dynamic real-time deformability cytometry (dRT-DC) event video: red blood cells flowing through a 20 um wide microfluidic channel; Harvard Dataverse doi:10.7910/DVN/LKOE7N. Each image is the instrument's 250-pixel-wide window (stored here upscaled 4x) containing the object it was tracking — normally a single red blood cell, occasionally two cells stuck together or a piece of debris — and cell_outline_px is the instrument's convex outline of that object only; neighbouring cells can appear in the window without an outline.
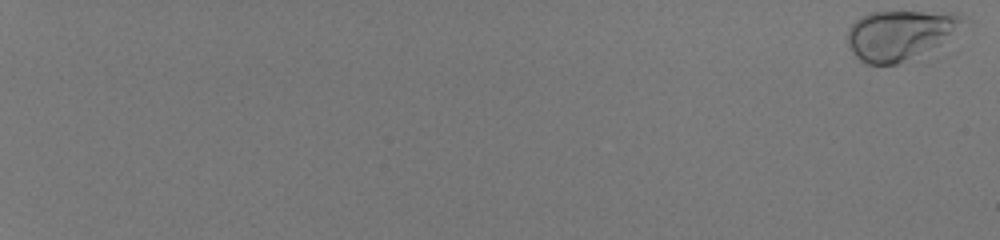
{"species": "human", "species_latin": "Homo sapiens", "temperature_condition": "room temperature", "stored_images_in_passage": 56, "camera_frame_rate_fps": 3000, "um_per_image_px": 0.085, "donor": {"sex": "male"}, "frame": {"image": 1, "passage_image": 1, "time_ms": 0.0, "image_size_px": [1000, 240], "cell_outline_px": [[972, 20], [940, 44], [916, 56], [896, 64], [868, 64], [860, 60], [852, 52], [848, 44], [848, 28], [860, 16], [868, 12], [956, 12], [968, 16]], "centroid_in_image_um": [76.57, 2.93], "position_along_channel_um": 8.4, "area_um2": 33.81}}
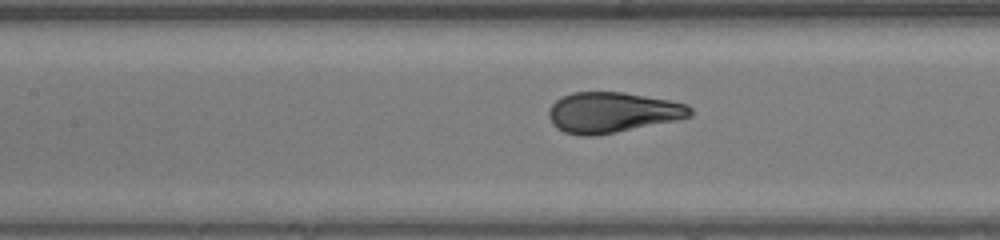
{"frame": {"image": 2, "passage_image": 33, "time_ms": 10.667, "image_size_px": [1000, 240], "cell_outline_px": [[692, 116], [676, 120], [596, 136], [580, 136], [564, 132], [556, 128], [552, 124], [548, 116], [548, 108], [556, 100], [572, 92], [624, 92], [668, 100], [688, 104], [692, 108]], "centroid_in_image_um": [52.02, 9.56], "position_along_channel_um": 155.4, "area_um2": 33.47}}
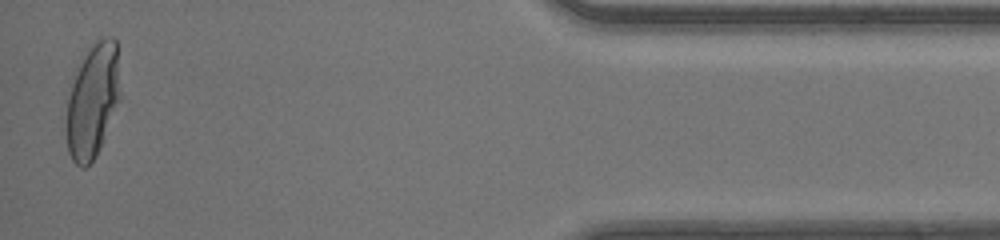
{"frame": {"image": 3, "passage_image": 56, "time_ms": 18.333, "image_size_px": [1000, 240], "cell_outline_px": [[120, 100], [96, 156], [84, 168], [80, 168], [72, 160], [68, 152], [64, 132], [64, 124], [68, 100], [76, 64], [88, 48], [96, 40], [104, 36], [112, 36], [116, 40], [120, 92]], "centroid_in_image_um": [7.84, 8.54], "position_along_channel_um": 427.4, "area_um2": 36.53}, "authors_computed_cell_mechanics": {"area_um2": 33.4373, "velocity_mm_per_s": 4.1834, "shape_relaxation_time_tau1_ms": 2.9884, "shape_relaxation_time_tau2_ms": null, "deformation_change_tau1": 0.186, "deformation_change_tau2": null}}